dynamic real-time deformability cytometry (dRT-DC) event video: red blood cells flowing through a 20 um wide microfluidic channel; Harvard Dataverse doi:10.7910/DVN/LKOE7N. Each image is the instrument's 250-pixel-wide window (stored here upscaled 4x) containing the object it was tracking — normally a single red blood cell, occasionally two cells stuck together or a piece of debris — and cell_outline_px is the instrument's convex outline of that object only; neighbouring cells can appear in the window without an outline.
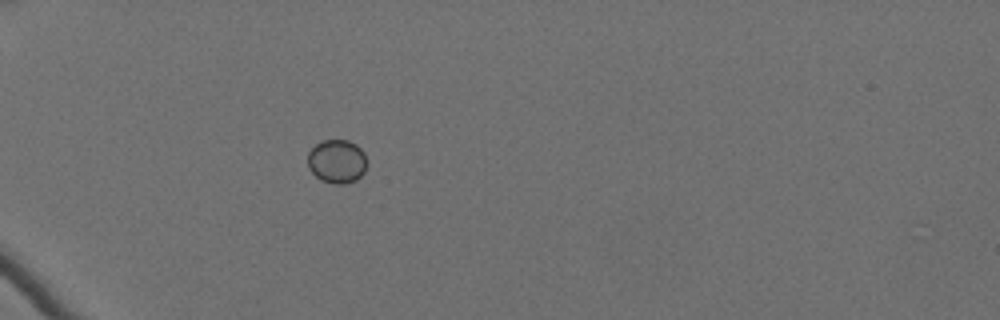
{"species": "Egyptian fruit bat (a non-hibernating species)", "species_latin": "Rousettus aegyptiacus", "temperature_condition": "cold", "stored_images_in_passage": 53, "camera_frame_rate_fps": 3000, "um_per_image_px": 0.085, "animal": {"sex": "female"}, "frame": {"image": 1, "passage_image": 13, "time_ms": 4.0, "image_size_px": [1000, 320], "cell_outline_px": [[364, 172], [356, 180], [344, 184], [332, 184], [320, 180], [308, 168], [308, 152], [316, 144], [324, 140], [348, 140], [356, 144], [364, 152]], "centroid_in_image_um": [28.61, 13.72], "position_along_channel_um": 56.4, "area_um2": 14.97}}
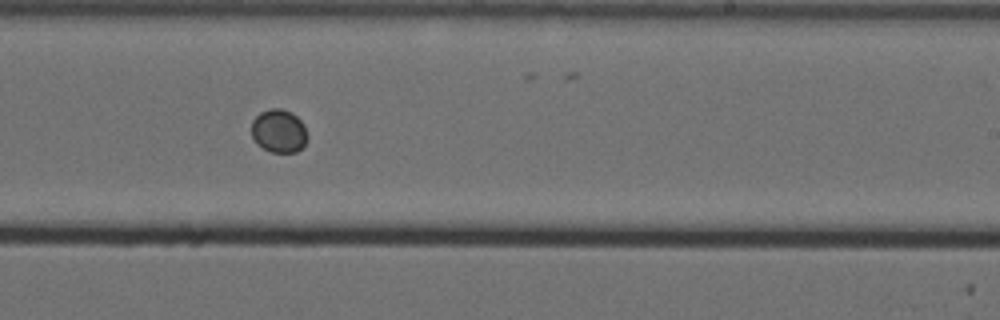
{"frame": {"image": 2, "passage_image": 33, "time_ms": 10.667, "image_size_px": [1000, 320], "cell_outline_px": [[308, 136], [304, 144], [296, 152], [272, 152], [256, 144], [252, 136], [252, 120], [260, 112], [268, 108], [280, 108], [292, 112], [304, 124]], "centroid_in_image_um": [23.69, 11.11], "position_along_channel_um": 265.3, "area_um2": 14.16}}
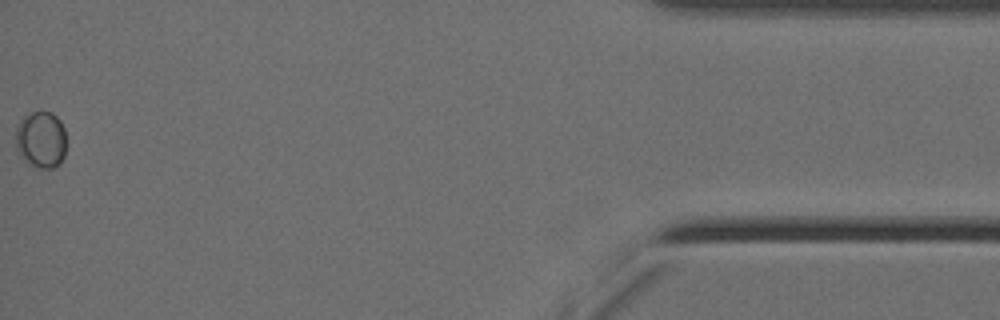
{"frame": {"image": 3, "passage_image": 53, "time_ms": 17.333, "image_size_px": [1000, 320], "cell_outline_px": [[64, 156], [60, 164], [52, 168], [40, 168], [28, 164], [16, 152], [16, 124], [24, 116], [32, 112], [52, 112], [60, 120], [64, 128]], "centroid_in_image_um": [3.45, 11.87], "position_along_channel_um": 431.7, "area_um2": 16.88}}